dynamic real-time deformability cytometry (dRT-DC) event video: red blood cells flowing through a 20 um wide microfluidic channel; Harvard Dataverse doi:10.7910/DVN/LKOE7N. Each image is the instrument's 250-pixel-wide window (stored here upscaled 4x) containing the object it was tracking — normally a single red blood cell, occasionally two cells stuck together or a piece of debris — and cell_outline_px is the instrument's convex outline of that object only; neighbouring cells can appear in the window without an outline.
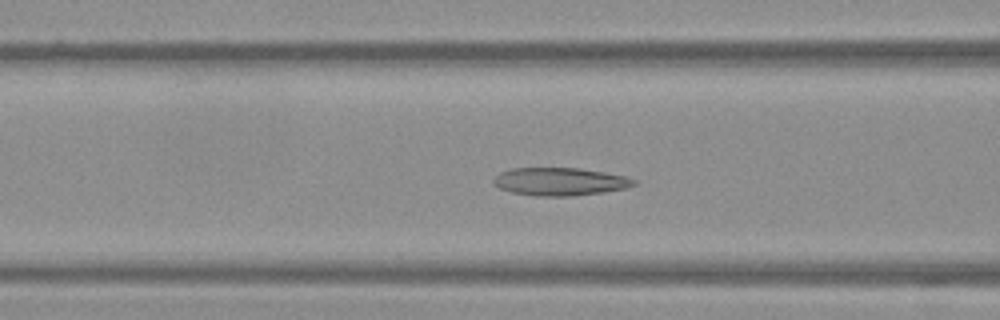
{"species": "Egyptian fruit bat (a non-hibernating species)", "species_latin": "Rousettus aegyptiacus", "temperature_condition": "warm", "stored_images_in_passage": 51, "camera_frame_rate_fps": 3000, "um_per_image_px": 0.085, "frame": {"image": 1, "passage_image": 21, "time_ms": 6.667, "image_size_px": [1000, 320], "cell_outline_px": [[636, 184], [624, 188], [604, 192], [572, 196], [536, 196], [512, 192], [500, 188], [492, 180], [500, 172], [512, 168], [580, 168], [604, 172], [624, 176], [636, 180]], "centroid_in_image_um": [47.59, 15.43], "position_along_channel_um": 119.0, "area_um2": 22.66}}
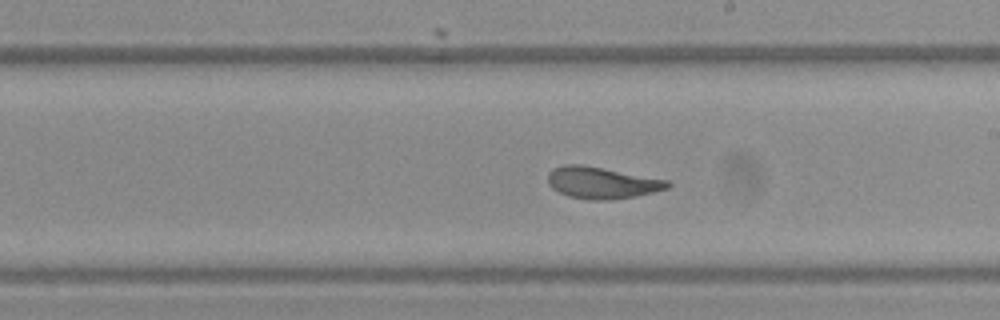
{"frame": {"image": 2, "passage_image": 30, "time_ms": 9.667, "image_size_px": [1000, 320], "cell_outline_px": [[672, 184], [668, 188], [636, 196], [608, 200], [592, 200], [568, 196], [552, 188], [548, 184], [548, 172], [552, 168], [564, 164], [580, 164], [668, 180]], "centroid_in_image_um": [51.12, 15.53], "position_along_channel_um": 237.9, "area_um2": 21.96}}
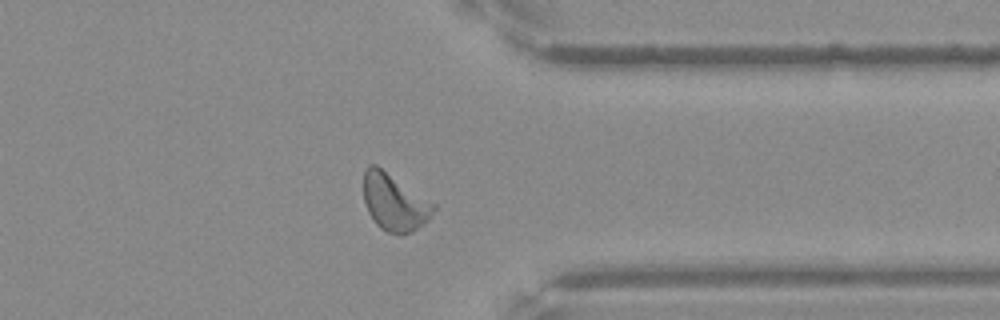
{"frame": {"image": 3, "passage_image": 41, "time_ms": 13.333, "image_size_px": [1000, 320], "cell_outline_px": [[436, 208], [428, 220], [412, 232], [388, 232], [380, 228], [376, 224], [368, 212], [364, 200], [364, 172], [368, 164], [376, 164], [436, 204]], "centroid_in_image_um": [33.52, 17.16], "position_along_channel_um": 377.9, "area_um2": 23.0}}